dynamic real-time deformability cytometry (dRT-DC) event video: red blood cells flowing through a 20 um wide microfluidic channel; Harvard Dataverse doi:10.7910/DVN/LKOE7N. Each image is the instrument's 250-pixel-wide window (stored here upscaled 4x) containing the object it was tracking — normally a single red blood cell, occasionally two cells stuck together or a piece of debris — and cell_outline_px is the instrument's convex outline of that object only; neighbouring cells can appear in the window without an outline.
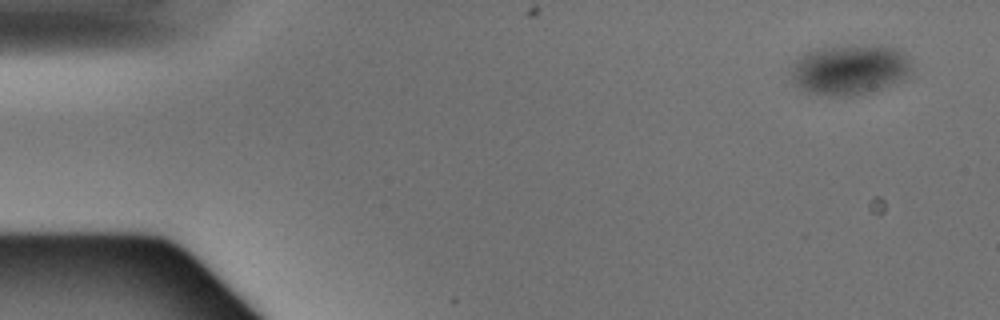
{"species": "Egyptian fruit bat (a non-hibernating species)", "species_latin": "Rousettus aegyptiacus", "temperature_condition": "warm", "stored_images_in_passage": 4, "camera_frame_rate_fps": 3000, "um_per_image_px": 0.085, "animal": {"sex": "male"}, "frame": {"image": 1, "passage_image": 1, "time_ms": 0.0, "image_size_px": [1000, 320], "cell_outline_px": [[912, 68], [904, 80], [872, 92], [852, 96], [828, 96], [804, 92], [796, 88], [792, 84], [788, 64], [808, 52], [816, 48], [896, 48], [908, 56]], "centroid_in_image_um": [72.13, 6.0], "position_along_channel_um": 12.9, "area_um2": 35.2}}
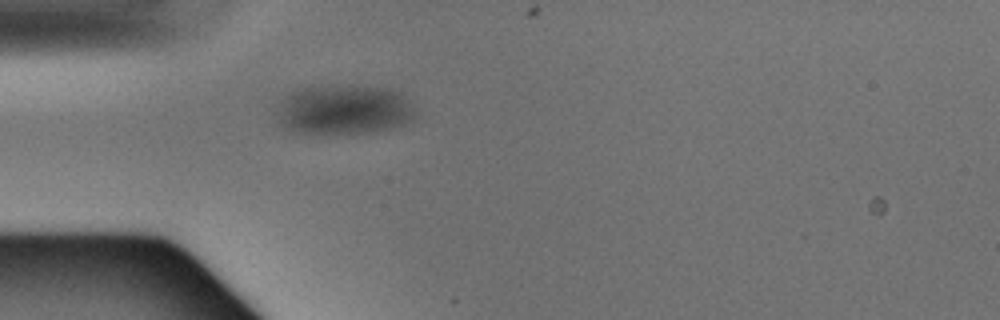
{"frame": {"image": 2, "passage_image": 4, "time_ms": 1.0, "image_size_px": [1000, 320], "cell_outline_px": [[416, 116], [412, 120], [404, 124], [392, 128], [376, 132], [300, 132], [292, 128], [280, 120], [280, 104], [292, 92], [300, 88], [352, 84], [384, 88], [400, 92], [408, 96], [412, 100], [416, 112]], "centroid_in_image_um": [29.43, 9.28], "position_along_channel_um": 55.6, "area_um2": 39.54}}